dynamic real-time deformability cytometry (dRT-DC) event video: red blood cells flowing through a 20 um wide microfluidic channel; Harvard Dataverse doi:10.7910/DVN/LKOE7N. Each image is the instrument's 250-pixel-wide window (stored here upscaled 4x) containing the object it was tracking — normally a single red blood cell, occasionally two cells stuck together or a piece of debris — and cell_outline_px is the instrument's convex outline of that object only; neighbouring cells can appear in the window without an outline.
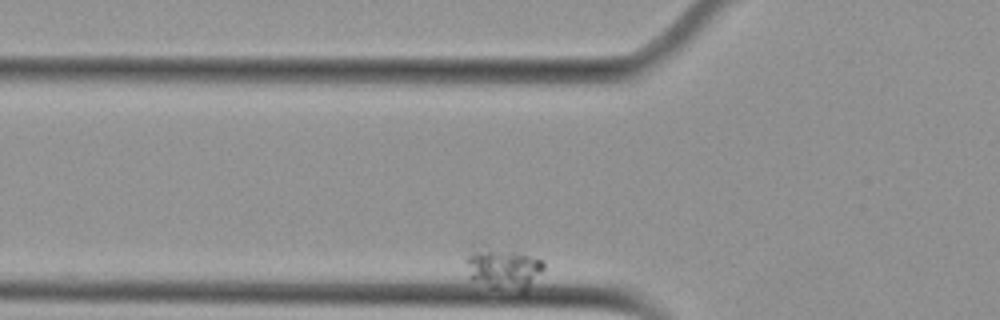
{"species": "Egyptian fruit bat (a non-hibernating species)", "species_latin": "Rousettus aegyptiacus", "temperature_condition": "cold", "stored_images_in_passage": 45, "camera_frame_rate_fps": 3000, "um_per_image_px": 0.085, "animal": {"sex": "female"}, "frame": {"image": 1, "passage_image": 3, "time_ms": 0.667, "image_size_px": [1000, 320], "cell_outline_px": [[544, 268], [528, 288], [524, 292], [520, 292], [492, 288], [468, 280], [464, 260], [468, 244], [472, 240], [528, 256], [540, 260], [544, 264]], "centroid_in_image_um": [42.55, 22.74], "position_along_channel_um": 83.2, "area_um2": 20.11}}
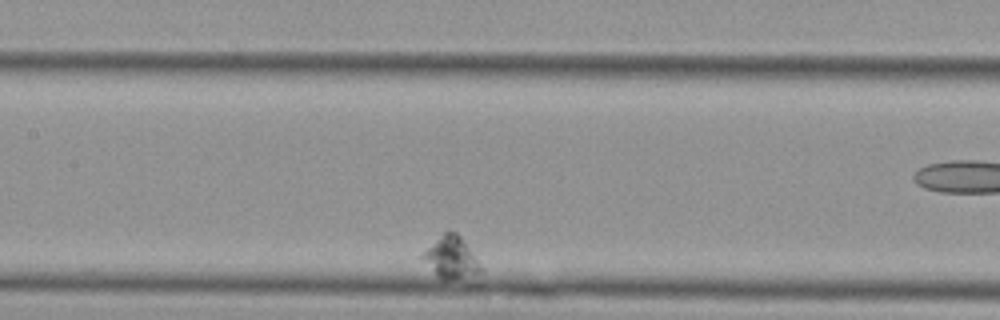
{"frame": {"image": 2, "passage_image": 17, "time_ms": 5.333, "image_size_px": [1000, 320], "cell_outline_px": [[484, 268], [480, 272], [448, 280], [440, 280], [436, 276], [420, 256], [444, 232], [456, 232], [460, 236]], "centroid_in_image_um": [38.34, 21.91], "position_along_channel_um": 169.1, "area_um2": 13.7}}
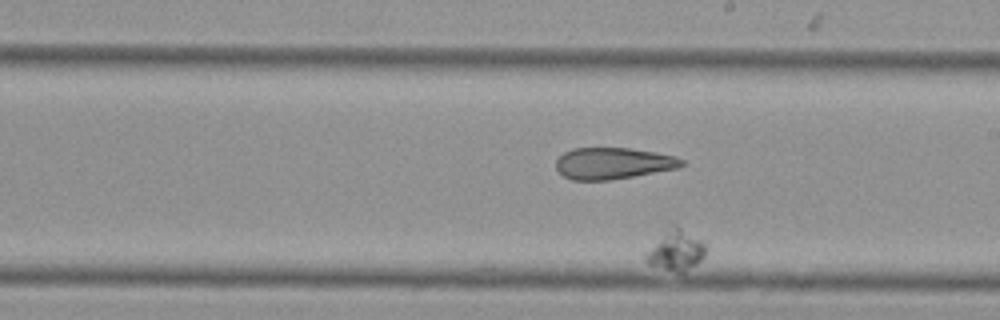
{"frame": {"image": 3, "passage_image": 26, "time_ms": 8.333, "image_size_px": [1000, 320], "cell_outline_px": [[704, 256], [696, 264], [684, 272], [676, 272], [648, 264], [644, 260], [644, 256], [668, 224], [676, 224], [700, 240], [704, 244]], "centroid_in_image_um": [57.4, 21.25], "position_along_channel_um": 231.6, "area_um2": 13.99}}